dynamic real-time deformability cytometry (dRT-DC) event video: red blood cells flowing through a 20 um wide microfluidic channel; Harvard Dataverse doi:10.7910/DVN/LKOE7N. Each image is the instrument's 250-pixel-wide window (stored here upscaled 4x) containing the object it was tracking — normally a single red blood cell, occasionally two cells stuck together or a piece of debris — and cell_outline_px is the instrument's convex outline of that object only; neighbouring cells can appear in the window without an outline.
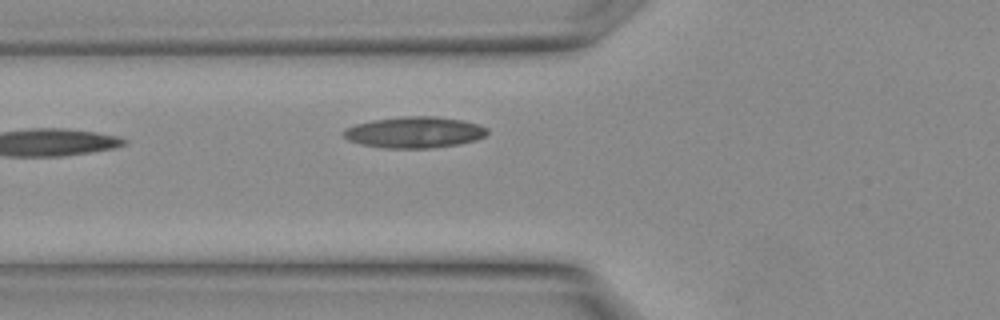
{"species": "Egyptian fruit bat (a non-hibernating species)", "species_latin": "Rousettus aegyptiacus", "temperature_condition": "warm", "stored_images_in_passage": 6, "camera_frame_rate_fps": 3000, "um_per_image_px": 0.085, "animal": {"sex": "female"}, "frame": {"image": 1, "passage_image": 6, "time_ms": 1.667, "image_size_px": [1000, 320], "cell_outline_px": [[488, 132], [484, 136], [476, 140], [456, 144], [428, 148], [384, 148], [364, 144], [348, 140], [344, 136], [344, 132], [348, 128], [356, 124], [372, 120], [400, 116], [436, 116], [464, 120], [480, 124], [488, 128]], "centroid_in_image_um": [35.28, 11.23], "position_along_channel_um": 90.5, "area_um2": 26.01}}